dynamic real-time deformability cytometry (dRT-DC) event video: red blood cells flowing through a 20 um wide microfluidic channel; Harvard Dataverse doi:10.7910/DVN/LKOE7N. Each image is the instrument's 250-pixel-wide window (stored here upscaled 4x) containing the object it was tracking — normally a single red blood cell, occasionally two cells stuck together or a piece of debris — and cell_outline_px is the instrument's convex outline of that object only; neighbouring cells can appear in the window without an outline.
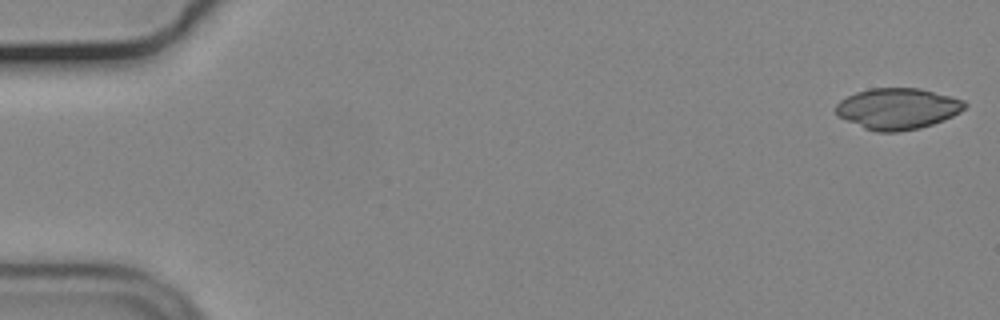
{"species": "common noctule bat (a hibernating species)", "species_latin": "Nyctalus noctula", "temperature_condition": "cold", "stored_images_in_passage": 56, "camera_frame_rate_fps": 3000, "um_per_image_px": 0.085, "animal": {"sex": "male", "body_mass_g": 19.2, "forearm_length_mm": 51.8}, "frame": {"image": 1, "passage_image": 1, "time_ms": 0.0, "image_size_px": [1000, 320], "cell_outline_px": [[968, 104], [960, 112], [952, 116], [932, 124], [920, 128], [896, 132], [876, 132], [864, 128], [836, 116], [836, 104], [840, 100], [856, 92], [872, 88], [920, 88], [964, 100]], "centroid_in_image_um": [76.28, 9.24], "position_along_channel_um": 8.7, "area_um2": 30.87}}